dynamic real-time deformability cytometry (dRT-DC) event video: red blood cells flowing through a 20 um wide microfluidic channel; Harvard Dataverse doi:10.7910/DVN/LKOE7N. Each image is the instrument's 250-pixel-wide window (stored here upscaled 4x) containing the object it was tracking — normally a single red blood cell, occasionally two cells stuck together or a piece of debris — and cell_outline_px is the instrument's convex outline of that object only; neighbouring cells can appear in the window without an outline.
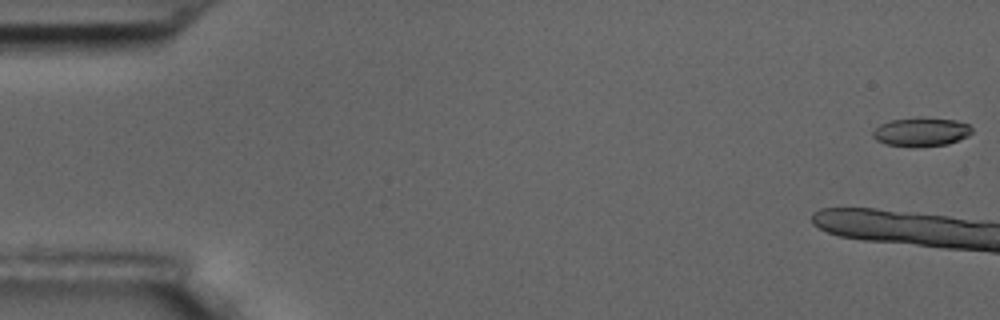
{"species": "common noctule bat (a hibernating species)", "species_latin": "Nyctalus noctula", "temperature_condition": "room temperature", "stored_images_in_passage": 11, "camera_frame_rate_fps": 3000, "um_per_image_px": 0.085, "animal": {"sex": "male", "body_mass_g": 17.5, "forearm_length_mm": 52.3}, "frame": {"image": 1, "passage_image": 1, "time_ms": 0.0, "image_size_px": [1000, 320], "cell_outline_px": [[972, 132], [968, 136], [948, 144], [912, 148], [884, 144], [876, 140], [872, 136], [872, 132], [880, 124], [892, 120], [920, 116], [956, 120], [968, 124], [972, 128]], "centroid_in_image_um": [78.29, 11.21], "position_along_channel_um": 6.7, "area_um2": 17.05}}